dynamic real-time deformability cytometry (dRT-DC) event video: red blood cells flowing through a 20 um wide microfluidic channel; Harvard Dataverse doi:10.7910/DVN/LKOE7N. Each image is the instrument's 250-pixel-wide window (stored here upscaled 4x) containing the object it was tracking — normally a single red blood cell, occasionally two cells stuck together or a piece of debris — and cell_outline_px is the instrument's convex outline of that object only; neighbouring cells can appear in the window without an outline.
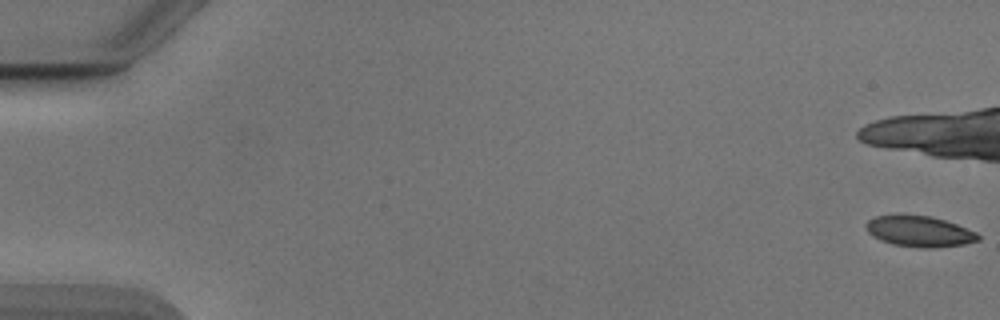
{"species": "Egyptian fruit bat (a non-hibernating species)", "species_latin": "Rousettus aegyptiacus", "temperature_condition": "cold", "stored_images_in_passage": 15, "camera_frame_rate_fps": 3000, "um_per_image_px": 0.085, "animal": {"sex": "male"}, "frame": {"image": 1, "passage_image": 1, "time_ms": 0.0, "image_size_px": [1000, 320], "cell_outline_px": [[980, 240], [964, 244], [928, 248], [920, 248], [892, 244], [880, 240], [872, 236], [868, 232], [864, 224], [868, 220], [876, 216], [932, 216], [956, 224], [976, 232], [980, 236]], "centroid_in_image_um": [78.14, 19.68], "position_along_channel_um": 6.9, "area_um2": 19.88}}